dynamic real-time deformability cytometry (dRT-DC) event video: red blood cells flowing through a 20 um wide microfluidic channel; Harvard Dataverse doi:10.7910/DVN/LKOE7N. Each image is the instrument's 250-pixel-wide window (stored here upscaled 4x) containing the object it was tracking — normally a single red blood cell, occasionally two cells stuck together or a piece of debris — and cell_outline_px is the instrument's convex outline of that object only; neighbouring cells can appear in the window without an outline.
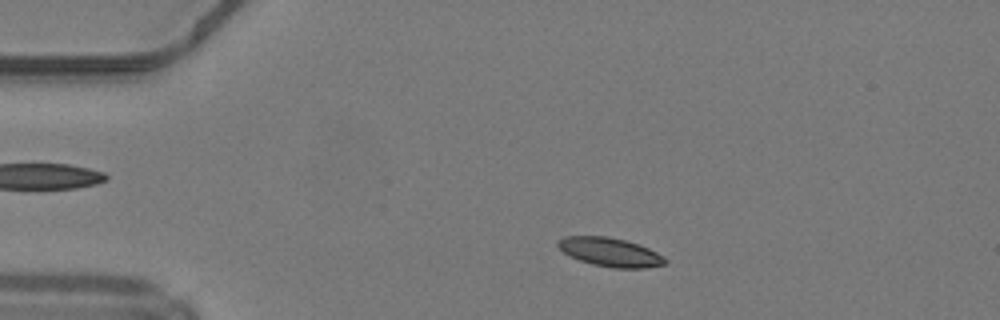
{"species": "common noctule bat (a hibernating species)", "species_latin": "Nyctalus noctula", "temperature_condition": "warm", "stored_images_in_passage": 18, "camera_frame_rate_fps": 3000, "um_per_image_px": 0.085, "animal": {"sex": "male", "body_mass_g": 19.2, "forearm_length_mm": 51.8}, "frame": {"image": 1, "passage_image": 7, "time_ms": 2.0, "image_size_px": [1000, 320], "cell_outline_px": [[668, 260], [664, 264], [648, 268], [612, 268], [592, 264], [580, 260], [564, 252], [556, 244], [556, 240], [564, 236], [608, 236], [640, 244], [664, 256]], "centroid_in_image_um": [51.87, 21.43], "position_along_channel_um": 33.1, "area_um2": 18.03}}
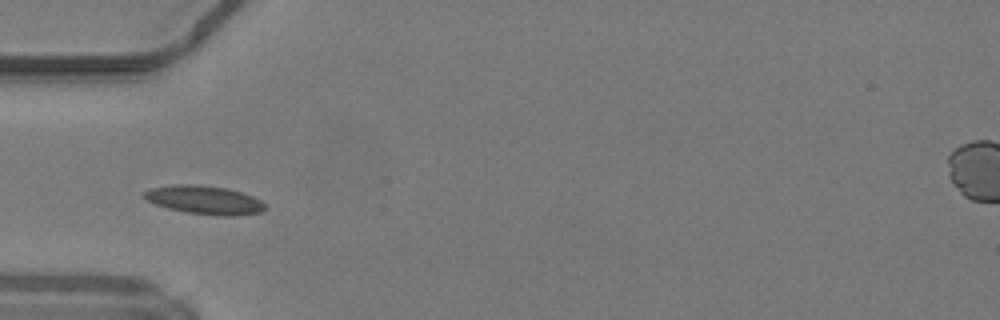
{"frame": {"image": 2, "passage_image": 13, "time_ms": 4.0, "image_size_px": [1000, 320], "cell_outline_px": [[264, 208], [260, 212], [236, 216], [216, 216], [188, 212], [168, 208], [144, 200], [144, 192], [152, 188], [172, 184], [196, 184], [228, 188], [252, 196], [260, 200], [264, 204]], "centroid_in_image_um": [17.35, 16.99], "position_along_channel_um": 67.6, "area_um2": 20.06}}
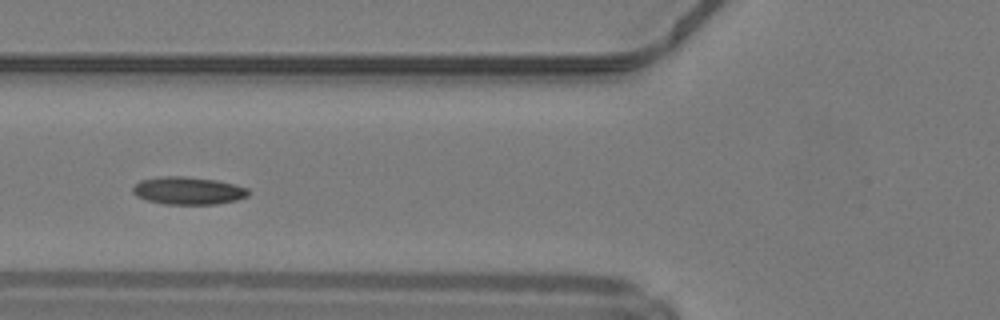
{"frame": {"image": 3, "passage_image": 16, "time_ms": 5.0, "image_size_px": [1000, 320], "cell_outline_px": [[248, 196], [236, 200], [216, 204], [164, 204], [148, 200], [136, 196], [132, 192], [132, 188], [140, 180], [160, 176], [184, 176], [216, 180], [236, 184], [248, 188]], "centroid_in_image_um": [15.99, 16.2], "position_along_channel_um": 109.8, "area_um2": 18.67}}